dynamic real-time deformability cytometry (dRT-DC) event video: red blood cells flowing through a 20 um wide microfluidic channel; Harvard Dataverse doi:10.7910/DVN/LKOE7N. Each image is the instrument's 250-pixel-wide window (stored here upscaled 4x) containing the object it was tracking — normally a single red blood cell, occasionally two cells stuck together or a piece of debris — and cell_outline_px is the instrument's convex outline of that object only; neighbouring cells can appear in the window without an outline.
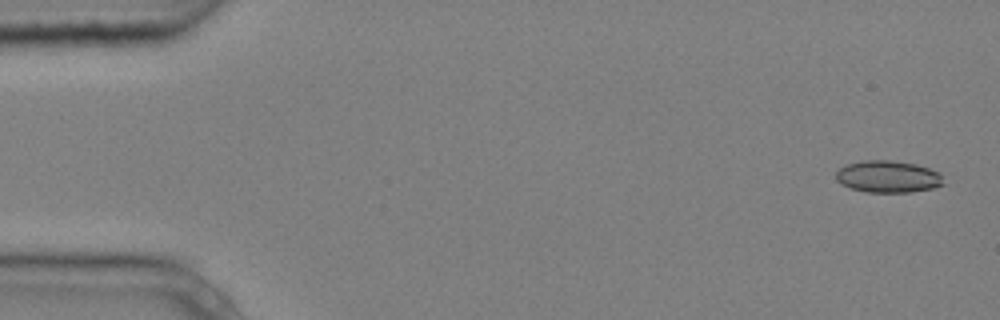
{"species": "common noctule bat (a hibernating species)", "species_latin": "Nyctalus noctula", "temperature_condition": "cold", "stored_images_in_passage": 3, "camera_frame_rate_fps": 3000, "um_per_image_px": 0.085, "animal": {"sex": "male", "body_mass_g": 20.4}, "frame": {"image": 1, "passage_image": 1, "time_ms": 0.0, "image_size_px": [1000, 320], "cell_outline_px": [[944, 184], [932, 188], [912, 192], [864, 192], [840, 184], [836, 180], [836, 172], [840, 168], [848, 164], [860, 160], [888, 160], [916, 164], [940, 172]], "centroid_in_image_um": [75.47, 15.01], "position_along_channel_um": 9.5, "area_um2": 20.06}}
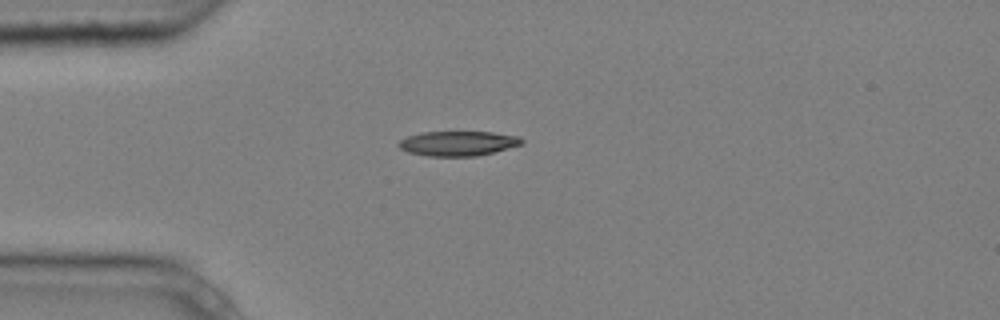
{"frame": {"image": 2, "passage_image": 3, "time_ms": 0.667, "image_size_px": [1000, 320], "cell_outline_px": [[524, 144], [476, 156], [428, 156], [408, 152], [400, 148], [396, 144], [400, 140], [408, 136], [420, 132], [492, 132], [520, 136], [524, 140]], "centroid_in_image_um": [38.93, 12.18], "position_along_channel_um": 46.1, "area_um2": 17.8}}